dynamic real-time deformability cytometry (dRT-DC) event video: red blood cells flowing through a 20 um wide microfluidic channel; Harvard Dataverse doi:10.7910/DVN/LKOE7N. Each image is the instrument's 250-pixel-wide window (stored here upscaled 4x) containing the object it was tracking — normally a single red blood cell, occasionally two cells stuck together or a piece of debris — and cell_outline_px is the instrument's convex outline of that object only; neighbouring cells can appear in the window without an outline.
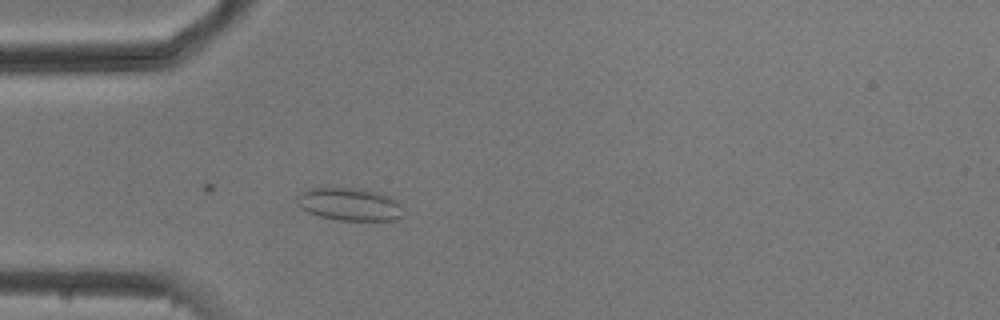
{"species": "common noctule bat (a hibernating species)", "species_latin": "Nyctalus noctula", "temperature_condition": "cold", "stored_images_in_passage": 29, "camera_frame_rate_fps": 3000, "um_per_image_px": 0.085, "animal": {"sex": "male", "body_mass_g": 20.5, "forearm_length_mm": 52.5}, "frame": {"image": 1, "passage_image": 9, "time_ms": 2.667, "image_size_px": [1000, 320], "cell_outline_px": [[400, 216], [396, 220], [340, 220], [320, 216], [308, 212], [300, 208], [296, 204], [296, 196], [300, 192], [308, 188], [364, 188], [380, 192], [392, 196], [400, 204]], "centroid_in_image_um": [29.67, 17.34], "position_along_channel_um": 55.3, "area_um2": 20.46}}
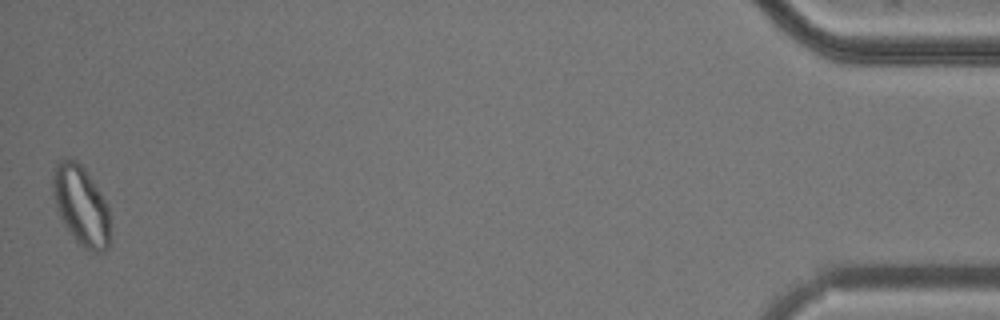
{"frame": {"image": 2, "passage_image": 29, "time_ms": 1682.0, "image_size_px": [1000, 320], "cell_outline_px": [[108, 248], [104, 252], [92, 252], [84, 248], [72, 236], [64, 224], [56, 208], [52, 192], [52, 176], [56, 160], [64, 156], [68, 156], [76, 160], [84, 168], [108, 204]], "centroid_in_image_um": [6.84, 17.41], "position_along_channel_um": 428.4, "area_um2": 26.7}}